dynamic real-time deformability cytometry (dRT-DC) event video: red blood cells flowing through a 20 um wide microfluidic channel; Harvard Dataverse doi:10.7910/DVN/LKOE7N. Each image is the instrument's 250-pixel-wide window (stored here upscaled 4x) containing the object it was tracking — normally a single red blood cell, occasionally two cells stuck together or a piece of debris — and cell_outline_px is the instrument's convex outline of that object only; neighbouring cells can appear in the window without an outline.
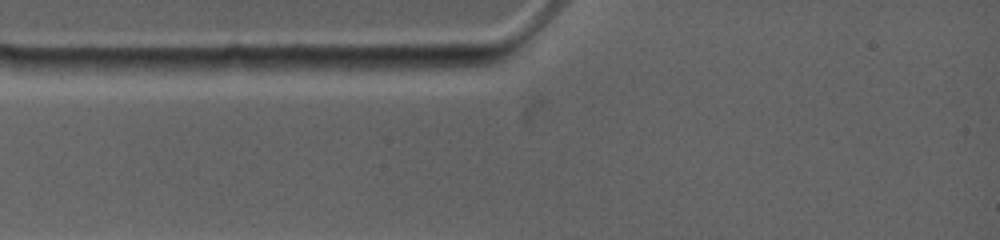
{"species": "common noctule bat (a hibernating species)", "species_latin": "Nyctalus noctula", "temperature_condition": "warm", "stored_images_in_passage": 3, "camera_frame_rate_fps": 4500, "um_per_image_px": 0.085, "animal": {"sex": "female", "body_mass_g": 19.0, "forearm_length_mm": 53.3}, "frame": {"image": 1, "passage_image": 1, "time_ms": 0.0, "image_size_px": [1000, 240], "cell_outline_px": [[492, 60], [488, 64], [436, 72], [364, 68], [376, 56], [476, 56]], "centroid_in_image_um": [36.21, 5.35], "position_along_channel_um": 48.8, "area_um2": 11.21}}